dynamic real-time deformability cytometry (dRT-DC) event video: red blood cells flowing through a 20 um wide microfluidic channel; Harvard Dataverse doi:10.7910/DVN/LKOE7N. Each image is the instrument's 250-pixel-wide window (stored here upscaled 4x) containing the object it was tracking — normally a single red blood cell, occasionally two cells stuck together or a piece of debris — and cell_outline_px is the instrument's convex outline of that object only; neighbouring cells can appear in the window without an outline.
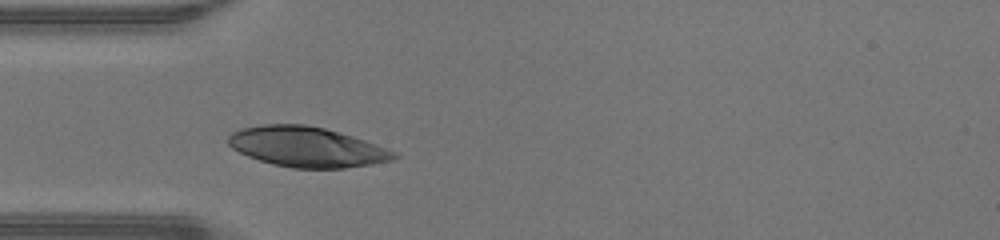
{"species": "human", "species_latin": "Homo sapiens", "temperature_condition": "warm", "stored_images_in_passage": 25, "camera_frame_rate_fps": 3000, "um_per_image_px": 0.085, "donor": {"sex": "male"}, "frame": {"image": 1, "passage_image": 1, "time_ms": 0.0, "image_size_px": [1000, 240], "cell_outline_px": [[400, 156], [392, 160], [344, 168], [292, 168], [272, 164], [248, 156], [232, 148], [228, 144], [228, 136], [232, 132], [240, 128], [264, 124], [304, 124], [324, 128], [340, 132], [364, 140], [396, 152]], "centroid_in_image_um": [26.05, 12.48], "position_along_channel_um": 59.0, "area_um2": 38.55}}
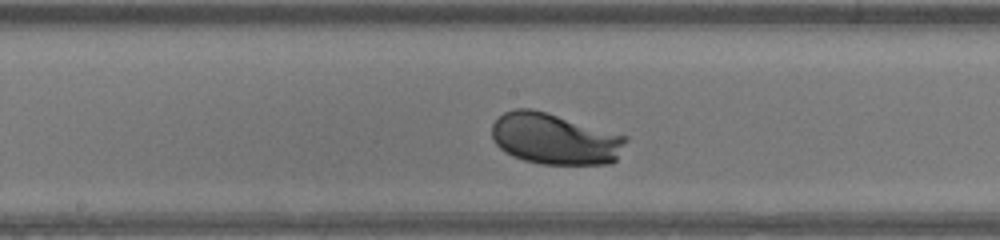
{"frame": {"image": 2, "passage_image": 11, "time_ms": 3.333, "image_size_px": [1000, 240], "cell_outline_px": [[628, 140], [616, 160], [612, 164], [540, 164], [524, 160], [512, 156], [504, 152], [496, 144], [492, 136], [492, 124], [504, 112], [516, 108], [532, 108], [548, 112], [628, 136]], "centroid_in_image_um": [47.17, 11.8], "position_along_channel_um": 201.0, "area_um2": 40.29}}
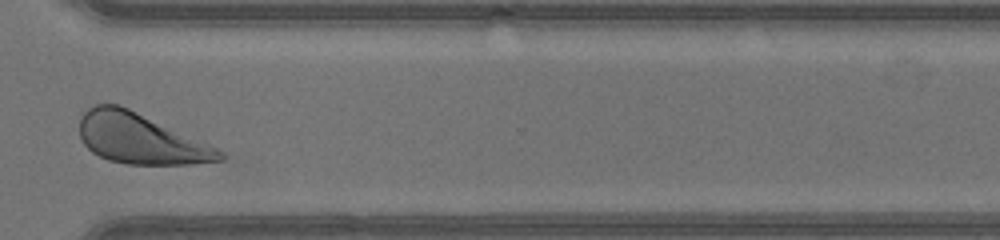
{"frame": {"image": 3, "passage_image": 22, "time_ms": 7.0, "image_size_px": [1000, 240], "cell_outline_px": [[224, 160], [192, 164], [128, 164], [108, 160], [92, 152], [84, 144], [80, 136], [80, 116], [88, 108], [96, 104], [120, 104], [204, 140], [224, 152]], "centroid_in_image_um": [11.97, 11.77], "position_along_channel_um": 358.6, "area_um2": 41.56}, "authors_computed_cell_mechanics": {"area_um2": 39.8242, "velocity_mm_per_s": 4.3078, "shape_relaxation_time_tau1_ms": 1.3383, "shape_relaxation_time_tau2_ms": null, "deformation_change_tau1": 0.1356, "deformation_change_tau2": null}}